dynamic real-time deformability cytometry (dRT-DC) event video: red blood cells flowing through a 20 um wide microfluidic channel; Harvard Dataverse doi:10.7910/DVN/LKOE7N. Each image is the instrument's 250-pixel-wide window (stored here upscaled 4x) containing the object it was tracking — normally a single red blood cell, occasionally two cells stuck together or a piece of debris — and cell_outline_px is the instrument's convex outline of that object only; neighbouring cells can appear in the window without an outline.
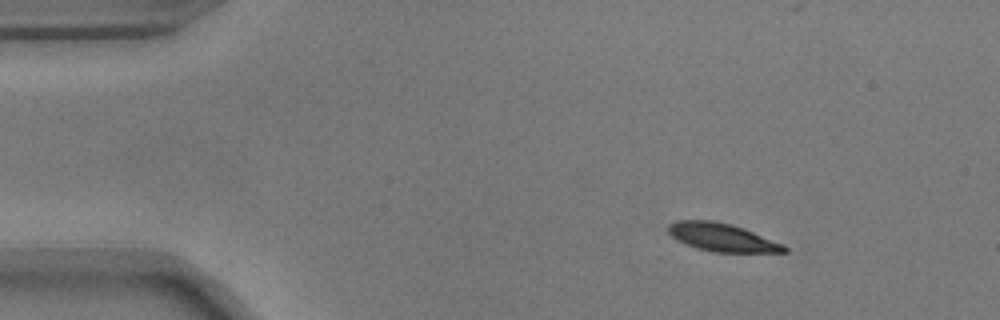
{"species": "common noctule bat (a hibernating species)", "species_latin": "Nyctalus noctula", "temperature_condition": "warm", "stored_images_in_passage": 48, "camera_frame_rate_fps": 3000, "um_per_image_px": 0.085, "animal": {"sex": "male", "body_mass_g": 17.9}, "frame": {"image": 1, "passage_image": 1, "time_ms": 0.0, "image_size_px": [1000, 320], "cell_outline_px": [[788, 252], [712, 252], [696, 248], [676, 240], [668, 232], [668, 224], [676, 220], [712, 220], [732, 224], [744, 228], [784, 244], [788, 248]], "centroid_in_image_um": [61.37, 20.17], "position_along_channel_um": 23.6, "area_um2": 19.13}}
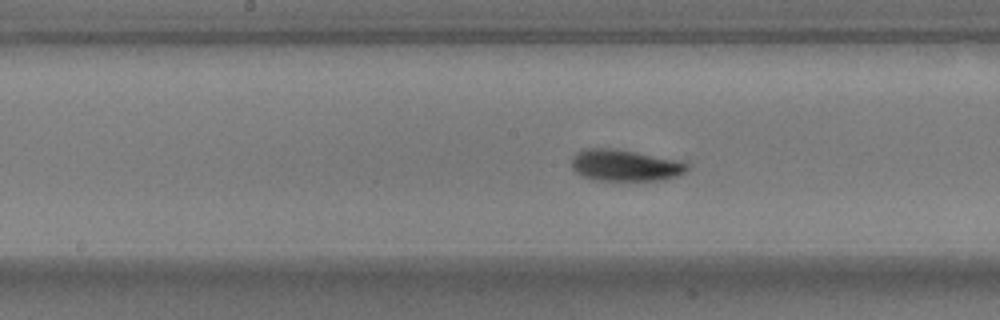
{"frame": {"image": 2, "passage_image": 21, "time_ms": 6.667, "image_size_px": [1000, 320], "cell_outline_px": [[688, 168], [684, 172], [676, 176], [664, 180], [592, 180], [580, 176], [572, 168], [572, 156], [576, 152], [584, 148], [616, 148], [680, 160], [688, 164]], "centroid_in_image_um": [53.09, 14.04], "position_along_channel_um": 195.1, "area_um2": 21.5}}
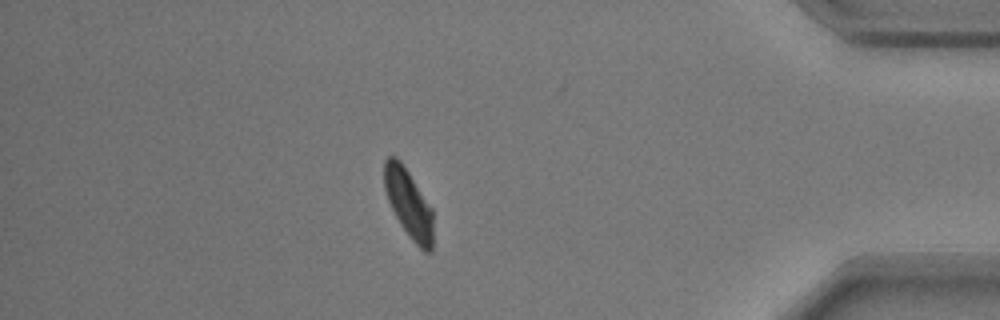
{"frame": {"image": 3, "passage_image": 41, "time_ms": 13.333, "image_size_px": [1000, 320], "cell_outline_px": [[432, 252], [424, 252], [412, 240], [400, 224], [388, 200], [384, 188], [384, 160], [388, 156], [396, 156], [400, 160], [432, 208]], "centroid_in_image_um": [34.72, 17.29], "position_along_channel_um": 400.5, "area_um2": 19.31}, "authors_computed_cell_mechanics": {"area_um2": 20.3745, "velocity_mm_per_s": 3.6846, "shape_relaxation_time_tau1_ms": 3.0558, "shape_relaxation_time_tau2_ms": 9.2981, "deformation_change_tau1": 0.1773, "deformation_change_tau2": 0.0899}}